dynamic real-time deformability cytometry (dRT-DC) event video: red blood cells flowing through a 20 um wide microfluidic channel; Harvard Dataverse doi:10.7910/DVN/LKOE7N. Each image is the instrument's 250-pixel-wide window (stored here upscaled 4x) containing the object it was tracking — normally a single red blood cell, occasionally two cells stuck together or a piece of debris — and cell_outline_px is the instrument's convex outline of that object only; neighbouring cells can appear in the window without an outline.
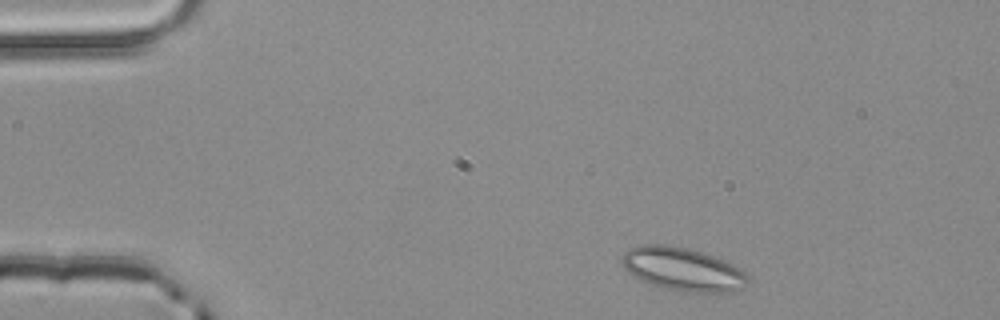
{"species": "common noctule bat (a hibernating species)", "species_latin": "Nyctalus noctula", "temperature_condition": "room temperature", "stored_images_in_passage": 3, "segment_of_instrument_passage": [1, 2], "camera_frame_rate_fps": 3000, "um_per_image_px": 0.085, "animal": {"sex": "male", "body_mass_g": 20.4}, "frame": {"image": 1, "passage_image": 1, "time_ms": 0.0, "image_size_px": [1000, 320], "cell_outline_px": [[748, 284], [744, 288], [732, 292], [680, 292], [664, 288], [640, 280], [632, 276], [624, 268], [620, 260], [624, 252], [628, 248], [640, 244], [664, 244], [688, 248], [704, 252], [728, 260], [740, 268], [748, 276]], "centroid_in_image_um": [58.04, 22.87], "position_along_channel_um": 27.0, "area_um2": 32.48}}